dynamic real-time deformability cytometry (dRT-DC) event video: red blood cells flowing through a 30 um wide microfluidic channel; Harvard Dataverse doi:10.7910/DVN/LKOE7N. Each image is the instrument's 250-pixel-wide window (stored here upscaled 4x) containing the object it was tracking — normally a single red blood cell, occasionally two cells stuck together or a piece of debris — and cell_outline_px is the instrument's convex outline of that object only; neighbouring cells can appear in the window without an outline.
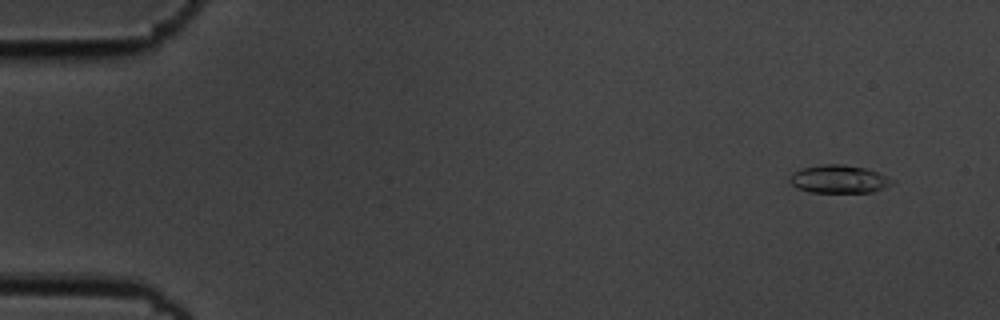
{"species": "common noctule bat (a hibernating species)", "species_latin": "Nyctalus noctula", "temperature_condition": "cold", "stored_images_in_passage": 5, "camera_frame_rate_fps": 3000, "um_per_image_px": 0.085, "animal": {"sex": "male", "body_mass_g": 19.5, "forearm_length_mm": 54.6}, "frame": {"image": 1, "passage_image": 2, "time_ms": 0.333, "image_size_px": [1000, 320], "cell_outline_px": [[892, 184], [884, 188], [872, 192], [808, 192], [796, 188], [788, 180], [792, 172], [800, 168], [820, 164], [844, 164], [864, 168], [876, 172], [892, 180]], "centroid_in_image_um": [71.22, 15.22], "position_along_channel_um": 13.8, "area_um2": 16.7}}
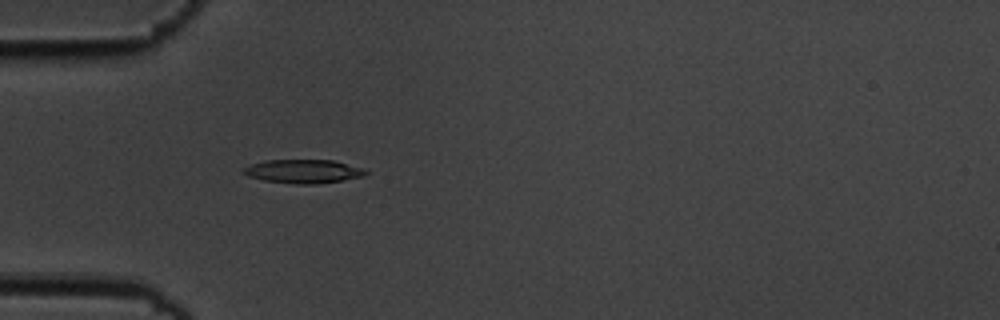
{"frame": {"image": 2, "passage_image": 5, "time_ms": 1.333, "image_size_px": [1000, 320], "cell_outline_px": [[368, 172], [364, 176], [344, 180], [316, 184], [296, 184], [264, 180], [248, 176], [244, 172], [244, 168], [252, 164], [264, 160], [332, 160], [360, 168]], "centroid_in_image_um": [25.78, 14.57], "position_along_channel_um": 59.2, "area_um2": 16.59}}